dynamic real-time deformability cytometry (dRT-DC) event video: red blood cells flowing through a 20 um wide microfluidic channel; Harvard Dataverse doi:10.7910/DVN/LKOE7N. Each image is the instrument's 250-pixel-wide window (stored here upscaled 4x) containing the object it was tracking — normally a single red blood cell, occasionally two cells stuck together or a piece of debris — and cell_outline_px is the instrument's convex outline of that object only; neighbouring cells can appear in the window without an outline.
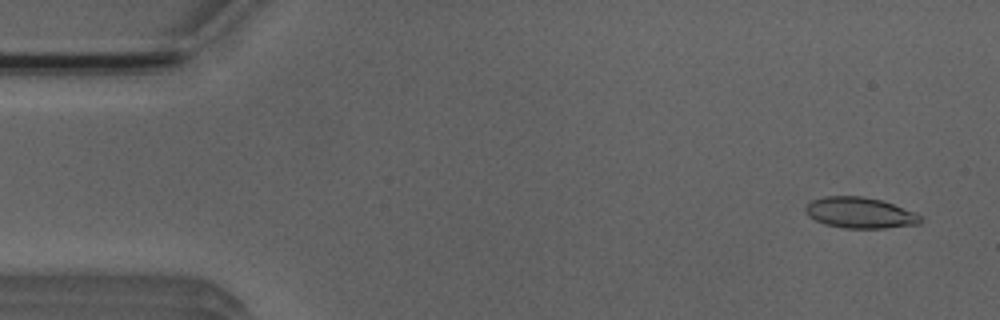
{"species": "Egyptian fruit bat (a non-hibernating species)", "species_latin": "Rousettus aegyptiacus", "temperature_condition": "room temperature", "stored_images_in_passage": 52, "camera_frame_rate_fps": 3000, "um_per_image_px": 0.085, "animal": {"sex": "male"}, "frame": {"image": 1, "passage_image": 3, "time_ms": 0.667, "image_size_px": [1000, 320], "cell_outline_px": [[924, 220], [920, 224], [884, 228], [844, 228], [824, 224], [808, 216], [804, 212], [804, 208], [812, 200], [824, 196], [860, 196], [880, 200], [916, 212]], "centroid_in_image_um": [73.09, 18.09], "position_along_channel_um": 11.9, "area_um2": 20.75}}
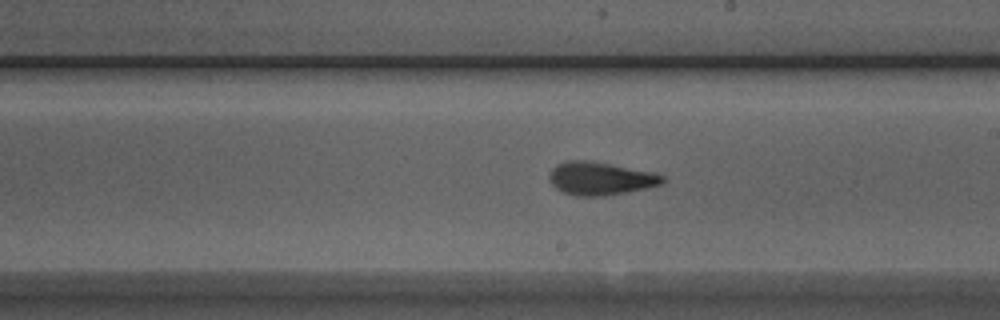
{"frame": {"image": 2, "passage_image": 29, "time_ms": 9.333, "image_size_px": [1000, 320], "cell_outline_px": [[664, 184], [604, 196], [576, 196], [564, 192], [556, 188], [548, 180], [548, 176], [552, 168], [556, 164], [568, 160], [588, 160], [652, 172], [664, 176]], "centroid_in_image_um": [50.99, 15.17], "position_along_channel_um": 238.0, "area_um2": 21.68}}
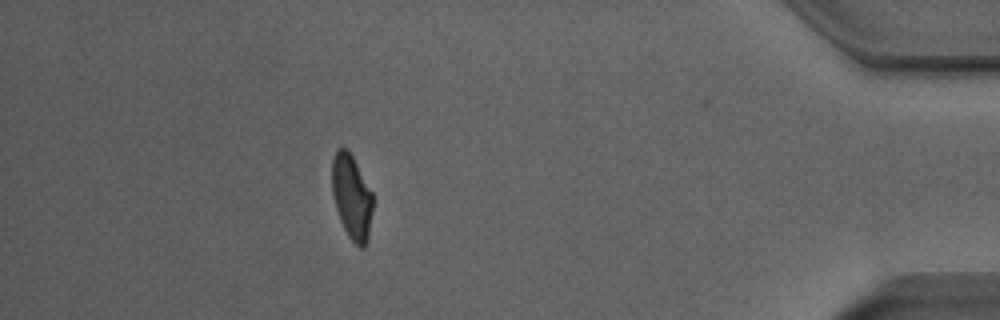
{"frame": {"image": 3, "passage_image": 46, "time_ms": 15.0, "image_size_px": [1000, 320], "cell_outline_px": [[372, 212], [368, 240], [364, 248], [360, 248], [348, 236], [340, 220], [336, 208], [332, 192], [332, 160], [336, 152], [340, 148], [344, 148], [352, 156], [372, 192]], "centroid_in_image_um": [29.9, 16.78], "position_along_channel_um": 405.3, "area_um2": 19.83}}